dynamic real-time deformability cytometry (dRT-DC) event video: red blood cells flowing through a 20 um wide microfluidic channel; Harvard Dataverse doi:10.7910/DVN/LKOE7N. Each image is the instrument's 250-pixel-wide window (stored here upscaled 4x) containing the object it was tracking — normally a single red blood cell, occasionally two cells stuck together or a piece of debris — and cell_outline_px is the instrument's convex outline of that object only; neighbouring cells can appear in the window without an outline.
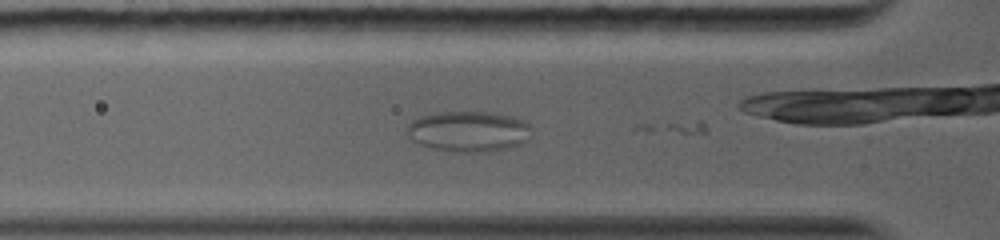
{"species": "common noctule bat (a hibernating species)", "species_latin": "Nyctalus noctula", "temperature_condition": "warm", "stored_images_in_passage": 22, "camera_frame_rate_fps": 5000, "um_per_image_px": 0.085, "animal": {"sex": "female", "body_mass_g": 19.0, "forearm_length_mm": 56.7}, "frame": {"image": 1, "passage_image": 12, "time_ms": 3.0, "image_size_px": [1000, 240], "cell_outline_px": [[528, 140], [520, 144], [508, 148], [488, 152], [456, 152], [432, 148], [420, 144], [412, 140], [408, 136], [408, 124], [412, 120], [420, 116], [440, 112], [492, 112], [512, 116], [528, 124]], "centroid_in_image_um": [39.8, 11.17], "position_along_channel_um": 86.0, "area_um2": 29.3}}
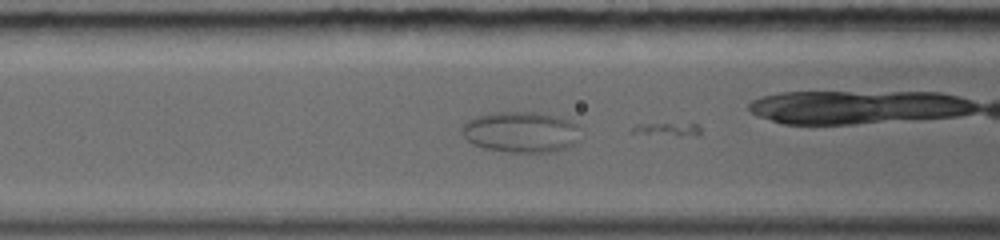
{"frame": {"image": 2, "passage_image": 18, "time_ms": 4.0, "image_size_px": [1000, 240], "cell_outline_px": [[580, 140], [568, 148], [552, 152], [504, 152], [484, 148], [472, 144], [460, 132], [460, 128], [468, 120], [476, 116], [496, 112], [536, 112], [556, 116], [568, 120], [576, 124]], "centroid_in_image_um": [44.26, 11.23], "position_along_channel_um": 122.3, "area_um2": 28.44}}